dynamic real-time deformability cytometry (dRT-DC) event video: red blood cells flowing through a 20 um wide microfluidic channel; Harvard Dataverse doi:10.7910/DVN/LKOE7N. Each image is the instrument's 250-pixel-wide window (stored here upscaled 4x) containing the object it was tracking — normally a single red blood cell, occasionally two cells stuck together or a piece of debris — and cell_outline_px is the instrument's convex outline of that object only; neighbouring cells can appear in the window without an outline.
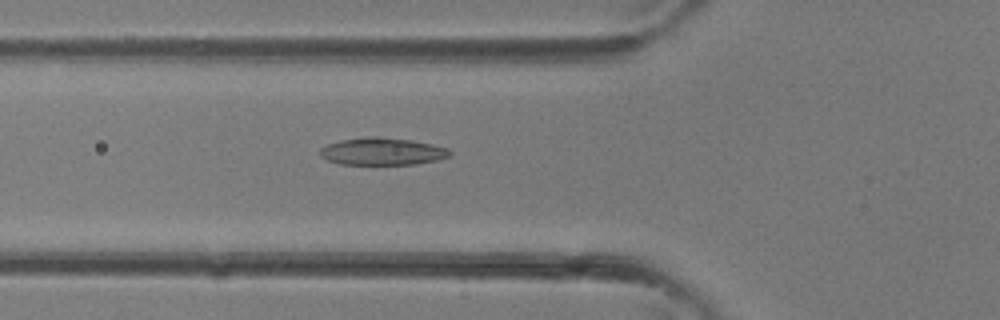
{"species": "common noctule bat (a hibernating species)", "species_latin": "Nyctalus noctula", "temperature_condition": "room temperature", "stored_images_in_passage": 27, "camera_frame_rate_fps": 3000, "um_per_image_px": 0.085, "animal": {"sex": "female"}, "frame": {"image": 1, "passage_image": 4, "time_ms": 1.0, "image_size_px": [1000, 320], "cell_outline_px": [[452, 156], [436, 160], [416, 164], [340, 164], [328, 160], [320, 156], [320, 148], [328, 144], [340, 140], [368, 136], [380, 136], [408, 140], [432, 144], [448, 148], [452, 152]], "centroid_in_image_um": [32.5, 12.87], "position_along_channel_um": 93.3, "area_um2": 20.69}}
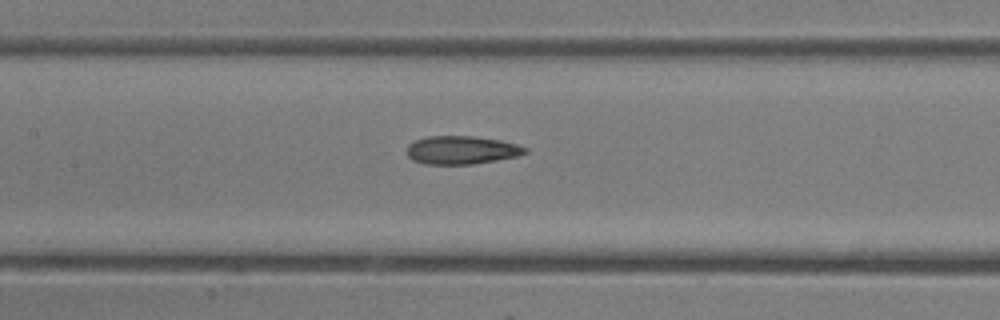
{"frame": {"image": 2, "passage_image": 8, "time_ms": 2.333, "image_size_px": [1000, 320], "cell_outline_px": [[528, 152], [520, 156], [472, 164], [424, 164], [412, 160], [408, 156], [408, 144], [416, 140], [428, 136], [472, 136], [500, 140], [516, 144], [528, 148]], "centroid_in_image_um": [39.26, 12.76], "position_along_channel_um": 168.1, "area_um2": 19.48}}
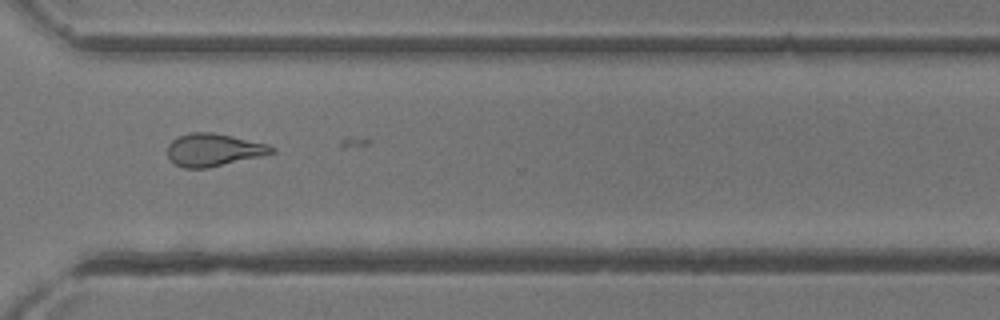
{"frame": {"image": 3, "passage_image": 18, "time_ms": 5.667, "image_size_px": [1000, 320], "cell_outline_px": [[276, 152], [264, 156], [208, 168], [184, 168], [176, 164], [168, 156], [168, 144], [172, 140], [180, 136], [192, 132], [212, 132], [232, 136], [268, 144], [276, 148]], "centroid_in_image_um": [18.21, 12.74], "position_along_channel_um": 352.4, "area_um2": 19.88}}